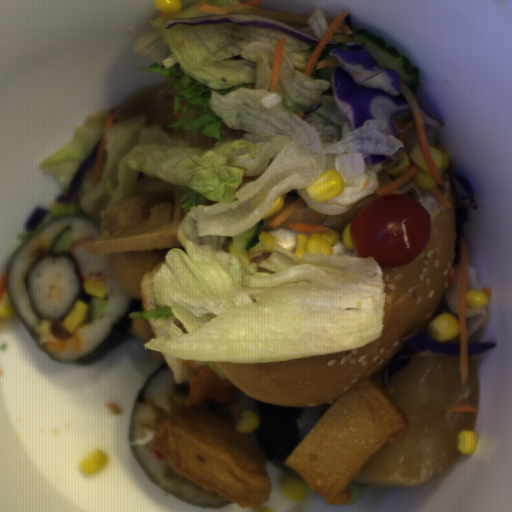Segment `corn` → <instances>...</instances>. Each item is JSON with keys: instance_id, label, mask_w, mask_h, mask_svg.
Returning <instances> with one entry per match:
<instances>
[{"instance_id": "corn-16", "label": "corn", "mask_w": 512, "mask_h": 512, "mask_svg": "<svg viewBox=\"0 0 512 512\" xmlns=\"http://www.w3.org/2000/svg\"><path fill=\"white\" fill-rule=\"evenodd\" d=\"M351 222L346 224L344 229H343V232H342V242H343V245L345 248H347L348 250H356L355 247H354V244L352 242V239H351V232H350V226H351Z\"/></svg>"}, {"instance_id": "corn-2", "label": "corn", "mask_w": 512, "mask_h": 512, "mask_svg": "<svg viewBox=\"0 0 512 512\" xmlns=\"http://www.w3.org/2000/svg\"><path fill=\"white\" fill-rule=\"evenodd\" d=\"M296 248L292 253L302 260V254L334 255L333 246L340 242V235L334 229L324 233H309L308 238L300 233L295 235Z\"/></svg>"}, {"instance_id": "corn-6", "label": "corn", "mask_w": 512, "mask_h": 512, "mask_svg": "<svg viewBox=\"0 0 512 512\" xmlns=\"http://www.w3.org/2000/svg\"><path fill=\"white\" fill-rule=\"evenodd\" d=\"M276 237L267 231H260L259 242L249 251L234 250L233 241L229 243V253L236 255L241 263L242 269L248 267L251 263L249 255L256 252H267L273 254L275 251Z\"/></svg>"}, {"instance_id": "corn-11", "label": "corn", "mask_w": 512, "mask_h": 512, "mask_svg": "<svg viewBox=\"0 0 512 512\" xmlns=\"http://www.w3.org/2000/svg\"><path fill=\"white\" fill-rule=\"evenodd\" d=\"M428 147L430 149V155L432 157L433 163L442 176L447 171L451 159L446 152L440 151L430 145H428Z\"/></svg>"}, {"instance_id": "corn-7", "label": "corn", "mask_w": 512, "mask_h": 512, "mask_svg": "<svg viewBox=\"0 0 512 512\" xmlns=\"http://www.w3.org/2000/svg\"><path fill=\"white\" fill-rule=\"evenodd\" d=\"M110 462L109 455L96 448L82 460L78 469L83 476H94L105 469Z\"/></svg>"}, {"instance_id": "corn-5", "label": "corn", "mask_w": 512, "mask_h": 512, "mask_svg": "<svg viewBox=\"0 0 512 512\" xmlns=\"http://www.w3.org/2000/svg\"><path fill=\"white\" fill-rule=\"evenodd\" d=\"M278 485L281 495L289 501H306L310 495V487L305 484L303 478H296L285 474L280 477Z\"/></svg>"}, {"instance_id": "corn-4", "label": "corn", "mask_w": 512, "mask_h": 512, "mask_svg": "<svg viewBox=\"0 0 512 512\" xmlns=\"http://www.w3.org/2000/svg\"><path fill=\"white\" fill-rule=\"evenodd\" d=\"M430 339L438 343H449L460 334L459 322L451 313H442L427 326Z\"/></svg>"}, {"instance_id": "corn-1", "label": "corn", "mask_w": 512, "mask_h": 512, "mask_svg": "<svg viewBox=\"0 0 512 512\" xmlns=\"http://www.w3.org/2000/svg\"><path fill=\"white\" fill-rule=\"evenodd\" d=\"M411 161L419 167L412 178L415 186L426 192L435 189L438 183H435L431 176L429 167L421 153L419 142L410 147L409 153L402 149L393 160L383 162V171L390 177L402 175L411 167Z\"/></svg>"}, {"instance_id": "corn-14", "label": "corn", "mask_w": 512, "mask_h": 512, "mask_svg": "<svg viewBox=\"0 0 512 512\" xmlns=\"http://www.w3.org/2000/svg\"><path fill=\"white\" fill-rule=\"evenodd\" d=\"M17 312L15 310V307L13 303L10 301L7 292L5 290L3 297L0 301V317L4 318L5 320H11L14 319Z\"/></svg>"}, {"instance_id": "corn-9", "label": "corn", "mask_w": 512, "mask_h": 512, "mask_svg": "<svg viewBox=\"0 0 512 512\" xmlns=\"http://www.w3.org/2000/svg\"><path fill=\"white\" fill-rule=\"evenodd\" d=\"M457 446L456 448L461 454L471 455L474 454L478 439L475 431L469 429H463L456 436Z\"/></svg>"}, {"instance_id": "corn-13", "label": "corn", "mask_w": 512, "mask_h": 512, "mask_svg": "<svg viewBox=\"0 0 512 512\" xmlns=\"http://www.w3.org/2000/svg\"><path fill=\"white\" fill-rule=\"evenodd\" d=\"M314 50L287 52L289 59L296 69L304 70Z\"/></svg>"}, {"instance_id": "corn-3", "label": "corn", "mask_w": 512, "mask_h": 512, "mask_svg": "<svg viewBox=\"0 0 512 512\" xmlns=\"http://www.w3.org/2000/svg\"><path fill=\"white\" fill-rule=\"evenodd\" d=\"M305 190L316 203H325L339 197L345 191L343 174L332 168L326 170Z\"/></svg>"}, {"instance_id": "corn-17", "label": "corn", "mask_w": 512, "mask_h": 512, "mask_svg": "<svg viewBox=\"0 0 512 512\" xmlns=\"http://www.w3.org/2000/svg\"><path fill=\"white\" fill-rule=\"evenodd\" d=\"M333 42H342V43H354V39H351L349 34L346 33H335L332 34Z\"/></svg>"}, {"instance_id": "corn-10", "label": "corn", "mask_w": 512, "mask_h": 512, "mask_svg": "<svg viewBox=\"0 0 512 512\" xmlns=\"http://www.w3.org/2000/svg\"><path fill=\"white\" fill-rule=\"evenodd\" d=\"M465 303L474 310H480L489 307L490 300L486 293L478 288H474L466 292Z\"/></svg>"}, {"instance_id": "corn-8", "label": "corn", "mask_w": 512, "mask_h": 512, "mask_svg": "<svg viewBox=\"0 0 512 512\" xmlns=\"http://www.w3.org/2000/svg\"><path fill=\"white\" fill-rule=\"evenodd\" d=\"M261 423V416L259 413L253 410H243L240 419L237 422L236 430L238 434H249L253 433L258 429Z\"/></svg>"}, {"instance_id": "corn-15", "label": "corn", "mask_w": 512, "mask_h": 512, "mask_svg": "<svg viewBox=\"0 0 512 512\" xmlns=\"http://www.w3.org/2000/svg\"><path fill=\"white\" fill-rule=\"evenodd\" d=\"M284 205L285 200L282 194L279 198L272 202V208L261 217V221H266L267 219L278 213L280 210L283 209Z\"/></svg>"}, {"instance_id": "corn-12", "label": "corn", "mask_w": 512, "mask_h": 512, "mask_svg": "<svg viewBox=\"0 0 512 512\" xmlns=\"http://www.w3.org/2000/svg\"><path fill=\"white\" fill-rule=\"evenodd\" d=\"M155 10L166 14H176L182 10L183 4L179 0H154Z\"/></svg>"}]
</instances>
